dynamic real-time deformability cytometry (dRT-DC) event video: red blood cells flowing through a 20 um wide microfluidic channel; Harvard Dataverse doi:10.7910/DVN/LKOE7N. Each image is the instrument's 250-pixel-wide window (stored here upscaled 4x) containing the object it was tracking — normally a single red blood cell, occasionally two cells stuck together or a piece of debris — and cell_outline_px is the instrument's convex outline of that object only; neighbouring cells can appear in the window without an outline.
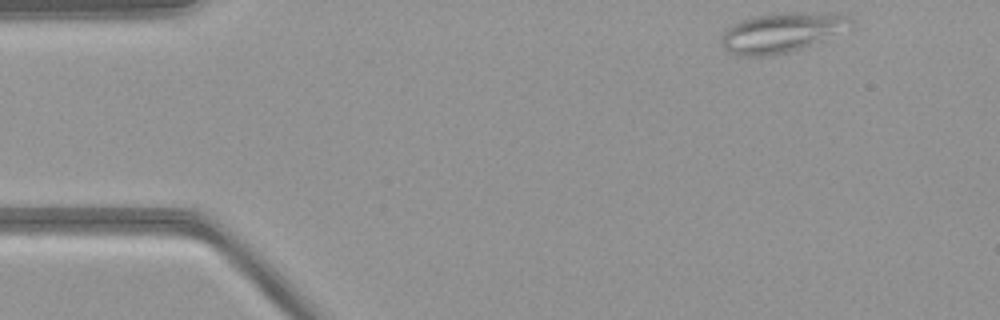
{"species": "common noctule bat (a hibernating species)", "species_latin": "Nyctalus noctula", "temperature_condition": "warm", "stored_images_in_passage": 48, "camera_frame_rate_fps": 3000, "um_per_image_px": 0.085, "animal": {"sex": "female", "body_mass_g": 21.9}, "frame": {"image": 1, "passage_image": 1, "time_ms": 0.0, "image_size_px": [1000, 320], "cell_outline_px": [[856, 28], [852, 32], [788, 52], [764, 56], [744, 56], [728, 52], [720, 44], [720, 40], [724, 32], [728, 28], [740, 20], [756, 16], [784, 12], [836, 12], [848, 16], [856, 24]], "centroid_in_image_um": [66.63, 2.74], "position_along_channel_um": 18.4, "area_um2": 30.98}}
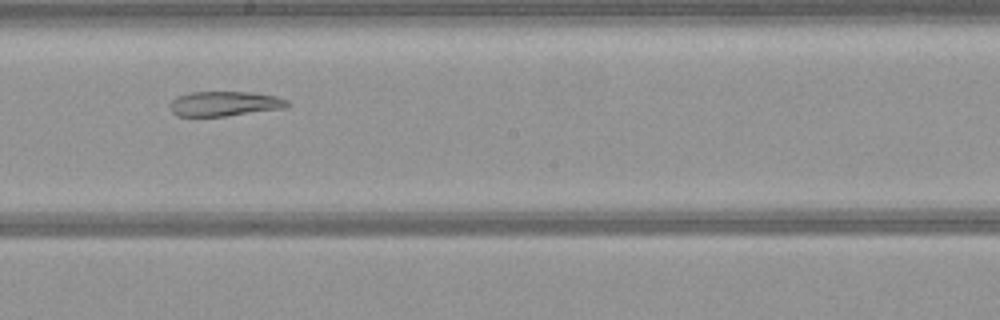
{"frame": {"image": 2, "passage_image": 24, "time_ms": 7.667, "image_size_px": [1000, 320], "cell_outline_px": [[292, 104], [288, 108], [224, 116], [176, 116], [172, 112], [168, 104], [176, 96], [188, 92], [252, 92], [276, 96], [288, 100]], "centroid_in_image_um": [19.11, 8.81], "position_along_channel_um": 229.1, "area_um2": 17.28}}
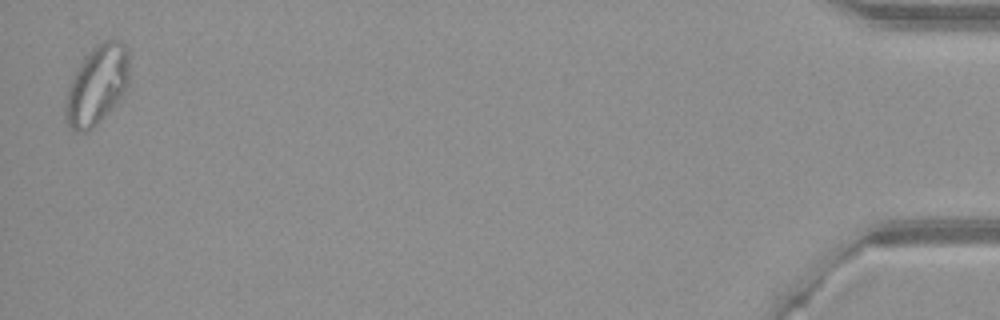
{"frame": {"image": 3, "passage_image": 47, "time_ms": 15.333, "image_size_px": [1000, 320], "cell_outline_px": [[128, 88], [124, 96], [88, 132], [76, 132], [68, 128], [64, 116], [64, 108], [68, 88], [84, 56], [100, 40], [120, 40], [128, 48]], "centroid_in_image_um": [8.25, 7.24], "position_along_channel_um": 427.0, "area_um2": 29.77}}